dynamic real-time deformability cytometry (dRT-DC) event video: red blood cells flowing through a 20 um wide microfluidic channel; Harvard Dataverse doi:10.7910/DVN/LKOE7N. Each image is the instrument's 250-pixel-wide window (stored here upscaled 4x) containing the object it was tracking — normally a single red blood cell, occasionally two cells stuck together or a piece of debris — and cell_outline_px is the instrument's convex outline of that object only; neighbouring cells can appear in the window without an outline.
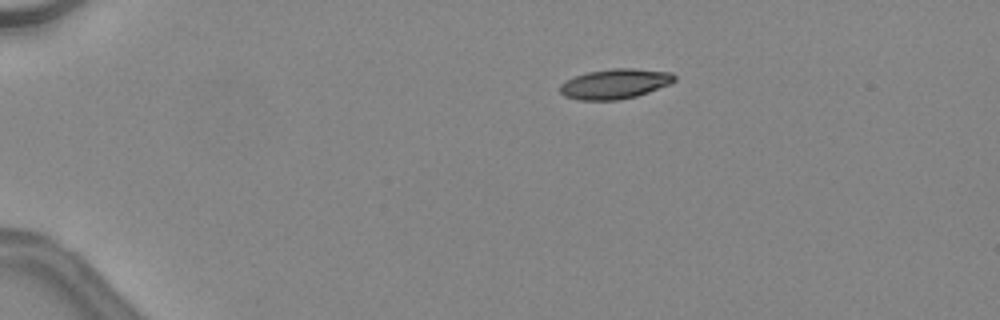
{"species": "common noctule bat (a hibernating species)", "species_latin": "Nyctalus noctula", "temperature_condition": "warm", "stored_images_in_passage": 38, "camera_frame_rate_fps": 3000, "um_per_image_px": 0.085, "animal": {"sex": "female", "body_mass_g": 24.6, "forearm_length_mm": 56.2}, "frame": {"image": 1, "passage_image": 1, "time_ms": 0.0, "image_size_px": [1000, 320], "cell_outline_px": [[676, 80], [672, 84], [636, 96], [620, 100], [580, 100], [564, 96], [560, 92], [560, 84], [576, 76], [588, 72], [612, 68], [636, 68], [672, 72], [676, 76]], "centroid_in_image_um": [52.33, 7.12], "position_along_channel_um": 32.7, "area_um2": 20.11}}
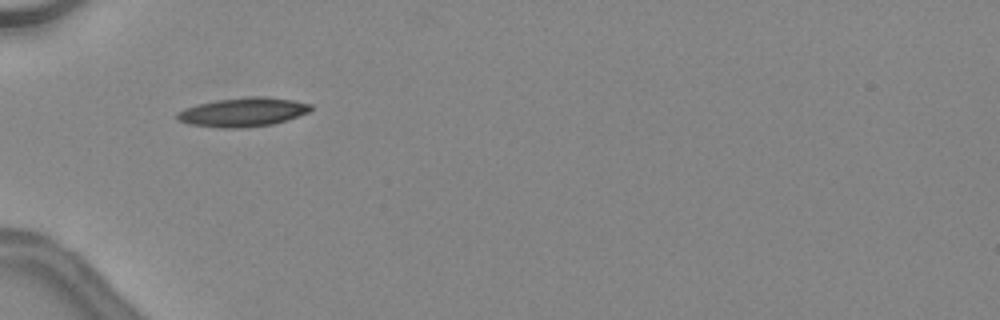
{"frame": {"image": 2, "passage_image": 8, "time_ms": 2.333, "image_size_px": [1000, 320], "cell_outline_px": [[312, 108], [308, 112], [272, 124], [244, 128], [220, 128], [192, 124], [180, 120], [176, 116], [176, 112], [184, 108], [216, 100], [252, 96], [256, 96], [292, 100], [312, 104]], "centroid_in_image_um": [20.63, 9.53], "position_along_channel_um": 64.4, "area_um2": 22.14}}
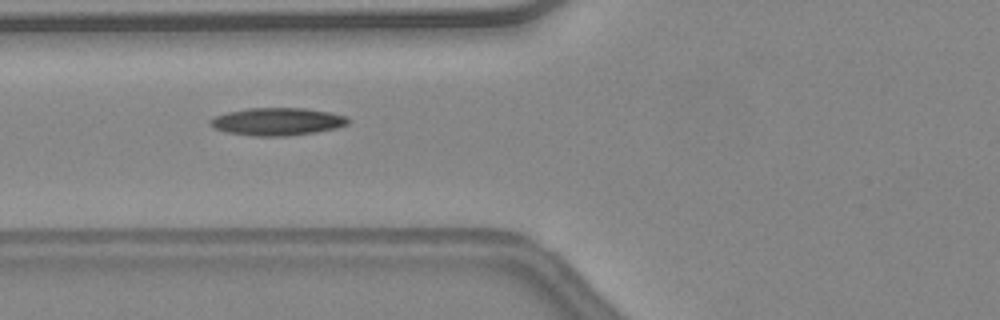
{"frame": {"image": 3, "passage_image": 11, "time_ms": 3.333, "image_size_px": [1000, 320], "cell_outline_px": [[348, 124], [336, 128], [316, 132], [288, 136], [252, 136], [228, 132], [212, 128], [208, 120], [216, 116], [228, 112], [248, 108], [304, 108], [328, 112], [348, 116]], "centroid_in_image_um": [23.56, 10.34], "position_along_channel_um": 102.2, "area_um2": 22.2}, "authors_computed_cell_mechanics": {"area_um2": 20.7213, "velocity_mm_per_s": 4.5519, "shape_relaxation_time_tau1_ms": 7.3143, "shape_relaxation_time_tau2_ms": 5.1936, "deformation_change_tau1": 0.2628, "deformation_change_tau2": 0.1535}}